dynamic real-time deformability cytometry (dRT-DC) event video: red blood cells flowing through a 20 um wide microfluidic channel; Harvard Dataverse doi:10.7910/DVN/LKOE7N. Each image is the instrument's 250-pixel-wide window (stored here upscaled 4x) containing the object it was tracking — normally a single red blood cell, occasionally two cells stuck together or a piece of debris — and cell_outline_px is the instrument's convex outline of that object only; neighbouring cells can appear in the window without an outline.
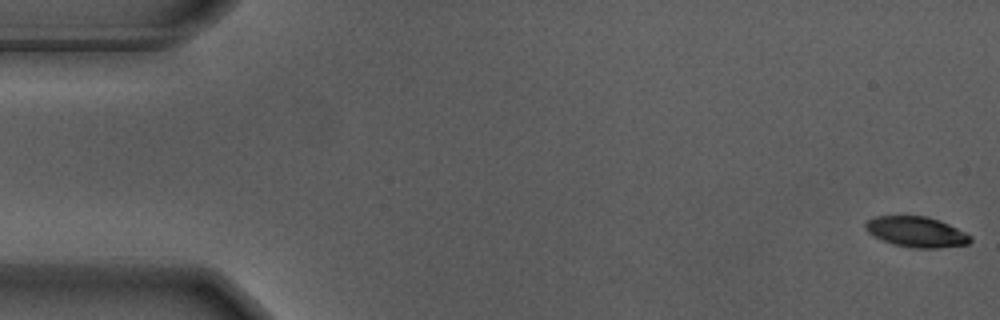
{"species": "Egyptian fruit bat (a non-hibernating species)", "species_latin": "Rousettus aegyptiacus", "temperature_condition": "warm", "stored_images_in_passage": 56, "camera_frame_rate_fps": 3000, "um_per_image_px": 0.085, "animal": {"sex": "male"}, "frame": {"image": 1, "passage_image": 1, "time_ms": 0.0, "image_size_px": [1000, 320], "cell_outline_px": [[972, 240], [968, 244], [936, 248], [912, 248], [892, 244], [868, 232], [864, 228], [864, 220], [876, 216], [928, 216], [940, 220], [972, 236]], "centroid_in_image_um": [77.87, 19.7], "position_along_channel_um": 7.1, "area_um2": 18.67}}
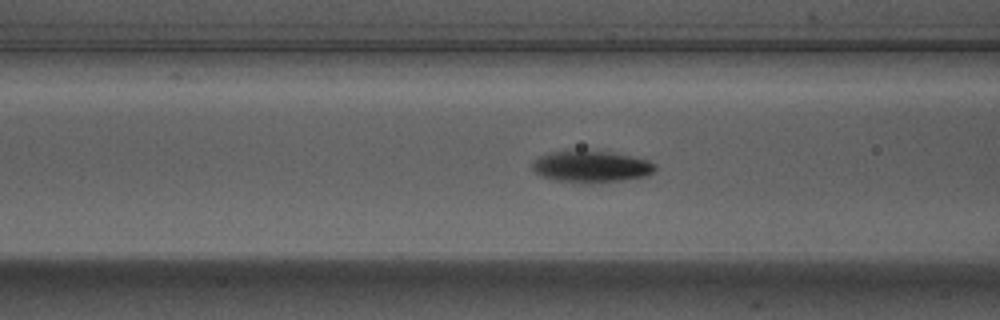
{"frame": {"image": 2, "passage_image": 22, "time_ms": 7.0, "image_size_px": [1000, 320], "cell_outline_px": [[656, 168], [648, 176], [620, 180], [588, 184], [584, 184], [552, 180], [536, 172], [532, 168], [532, 160], [540, 156], [552, 152], [568, 148], [572, 148], [612, 152], [648, 160], [656, 164]], "centroid_in_image_um": [50.22, 14.14], "position_along_channel_um": 116.4, "area_um2": 23.29}}
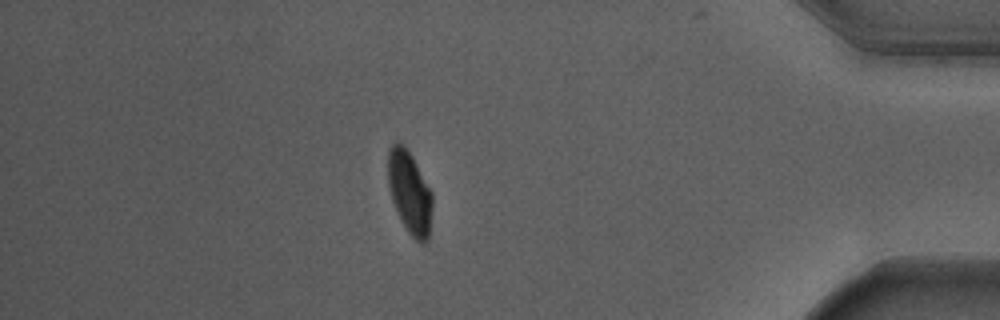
{"frame": {"image": 3, "passage_image": 49, "time_ms": 16.0, "image_size_px": [1000, 320], "cell_outline_px": [[432, 208], [428, 240], [424, 244], [420, 244], [408, 232], [400, 220], [392, 200], [388, 184], [388, 148], [396, 140], [400, 140], [404, 144], [412, 156], [432, 192]], "centroid_in_image_um": [34.81, 16.33], "position_along_channel_um": 400.4, "area_um2": 21.62}, "authors_computed_cell_mechanics": {"area_um2": 21.6461, "velocity_mm_per_s": 3.6576, "shape_relaxation_time_tau1_ms": 1.9264, "shape_relaxation_time_tau2_ms": null, "deformation_change_tau1": 0.1488, "deformation_change_tau2": null}}